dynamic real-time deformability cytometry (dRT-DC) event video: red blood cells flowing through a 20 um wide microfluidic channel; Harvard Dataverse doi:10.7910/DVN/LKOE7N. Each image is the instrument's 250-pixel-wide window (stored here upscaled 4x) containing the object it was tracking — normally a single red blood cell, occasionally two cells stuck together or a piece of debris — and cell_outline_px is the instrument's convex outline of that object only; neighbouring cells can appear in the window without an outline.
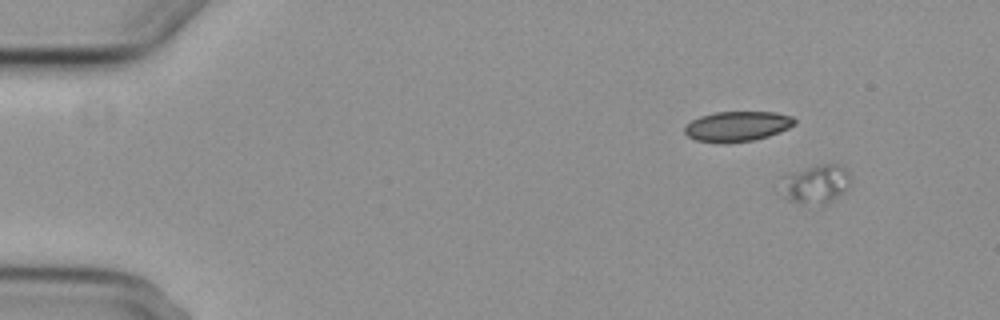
{"species": "common noctule bat (a hibernating species)", "species_latin": "Nyctalus noctula", "temperature_condition": "cold", "stored_images_in_passage": 8, "camera_frame_rate_fps": 3000, "um_per_image_px": 0.085, "animal": {"sex": "female", "body_mass_g": 29.2, "forearm_length_mm": 56.3}, "frame": {"image": 1, "passage_image": 1, "time_ms": 0.0, "image_size_px": [1000, 320], "cell_outline_px": [[852, 180], [844, 192], [832, 200], [824, 204], [800, 204], [788, 200], [784, 196], [788, 184], [792, 176], [808, 168], [820, 164], [840, 164], [852, 176]], "centroid_in_image_um": [69.55, 15.68], "position_along_channel_um": 15.5, "area_um2": 14.62}}
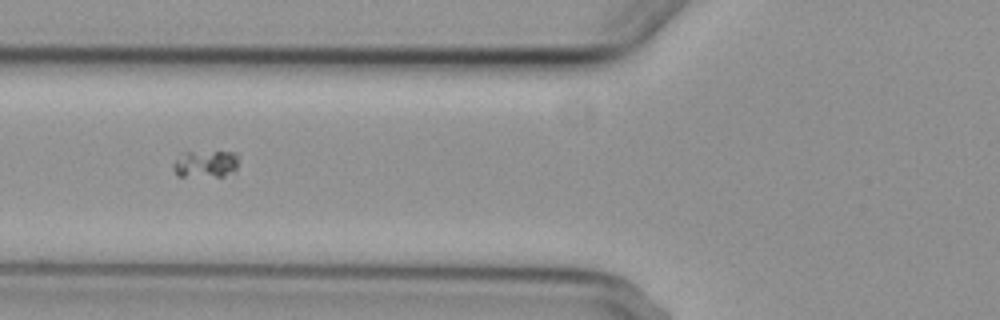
{"frame": {"image": 2, "passage_image": 6, "time_ms": 6.0, "image_size_px": [1000, 320], "cell_outline_px": [[240, 156], [236, 172], [224, 176], [176, 176], [172, 168], [172, 164], [184, 152], [236, 152]], "centroid_in_image_um": [17.52, 13.94], "position_along_channel_um": 108.3, "area_um2": 10.58}}
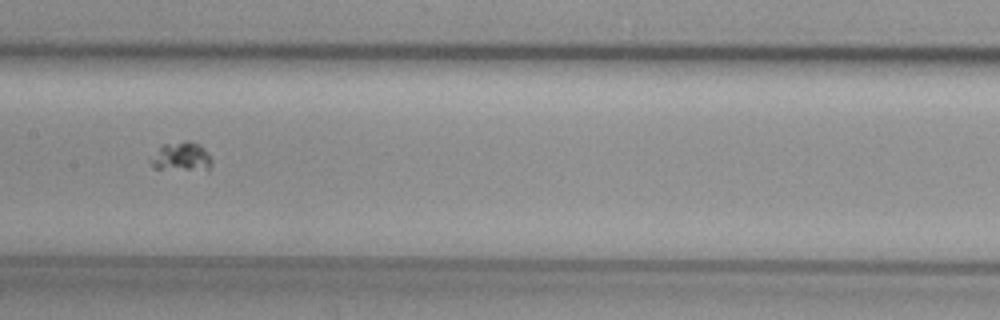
{"frame": {"image": 3, "passage_image": 8, "time_ms": 8.333, "image_size_px": [1000, 320], "cell_outline_px": [[212, 164], [208, 172], [156, 168], [148, 160], [148, 156], [164, 144], [184, 140], [188, 140], [200, 144], [204, 148], [212, 160]], "centroid_in_image_um": [15.44, 13.34], "position_along_channel_um": 192.0, "area_um2": 10.87}}